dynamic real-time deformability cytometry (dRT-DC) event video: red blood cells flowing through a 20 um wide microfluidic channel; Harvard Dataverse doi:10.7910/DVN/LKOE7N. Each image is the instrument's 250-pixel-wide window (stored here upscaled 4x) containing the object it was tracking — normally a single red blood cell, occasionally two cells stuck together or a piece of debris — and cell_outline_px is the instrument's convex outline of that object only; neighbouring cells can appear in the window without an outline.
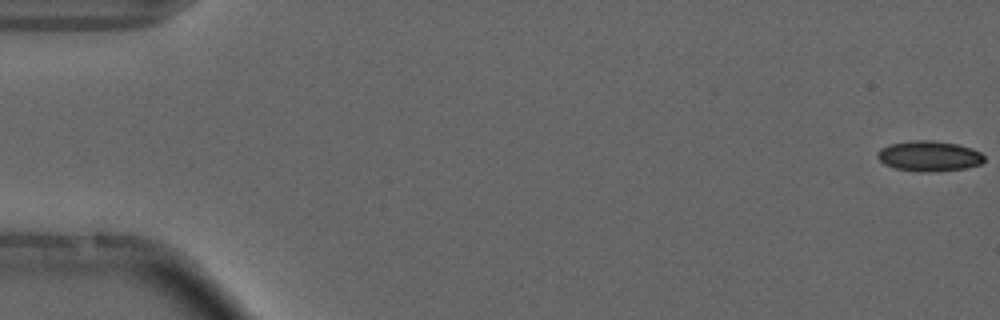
{"species": "common noctule bat (a hibernating species)", "species_latin": "Nyctalus noctula", "temperature_condition": "cold", "stored_images_in_passage": 54, "camera_frame_rate_fps": 3000, "um_per_image_px": 0.085, "animal": {"sex": "male", "forearm_length_mm": 52.5}, "frame": {"image": 1, "passage_image": 1, "time_ms": 0.0, "image_size_px": [1000, 320], "cell_outline_px": [[984, 160], [980, 164], [964, 168], [920, 172], [896, 168], [884, 164], [876, 156], [876, 152], [880, 148], [892, 144], [912, 140], [932, 140], [956, 144], [972, 148], [980, 152], [984, 156]], "centroid_in_image_um": [78.95, 13.25], "position_along_channel_um": 6.1, "area_um2": 18.67}}